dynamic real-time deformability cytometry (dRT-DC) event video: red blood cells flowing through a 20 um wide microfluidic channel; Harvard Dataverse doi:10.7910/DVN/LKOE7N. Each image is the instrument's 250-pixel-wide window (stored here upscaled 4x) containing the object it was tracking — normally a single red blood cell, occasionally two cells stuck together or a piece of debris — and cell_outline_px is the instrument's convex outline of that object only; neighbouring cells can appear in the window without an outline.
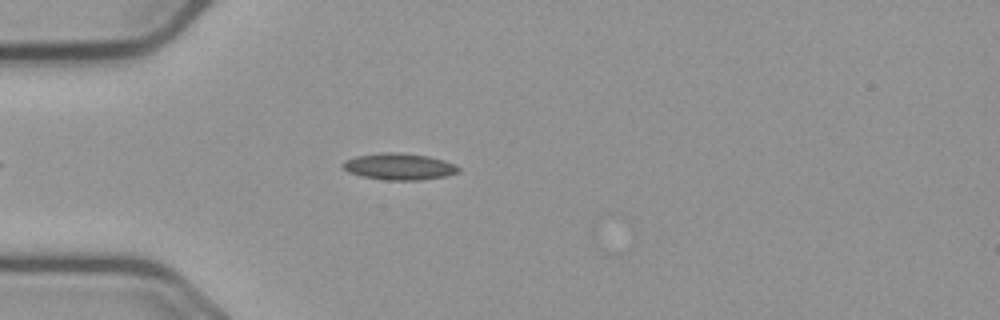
{"species": "common noctule bat (a hibernating species)", "species_latin": "Nyctalus noctula", "temperature_condition": "cold", "stored_images_in_passage": 46, "camera_frame_rate_fps": 3000, "um_per_image_px": 0.085, "animal": {"sex": "male", "body_mass_g": 23.1, "forearm_length_mm": 52.7}, "frame": {"image": 1, "passage_image": 6, "time_ms": 1.667, "image_size_px": [1000, 320], "cell_outline_px": [[460, 172], [448, 176], [420, 180], [388, 180], [360, 176], [348, 172], [340, 164], [344, 160], [356, 156], [380, 152], [400, 152], [428, 156], [444, 160], [456, 164], [460, 168]], "centroid_in_image_um": [33.94, 14.15], "position_along_channel_um": 51.1, "area_um2": 18.21}}
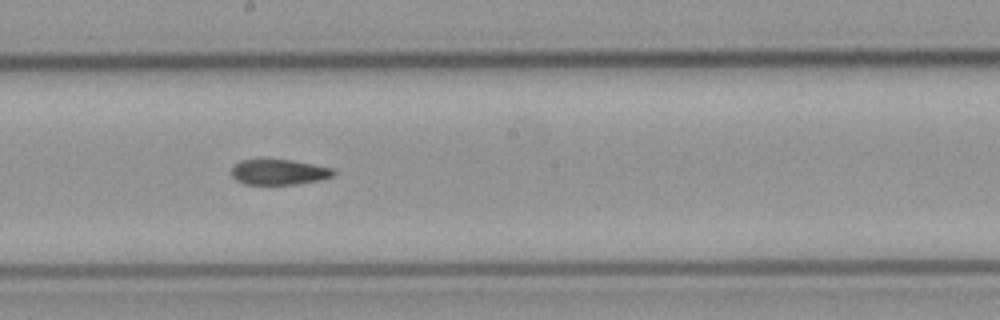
{"frame": {"image": 2, "passage_image": 21, "time_ms": 6.667, "image_size_px": [1000, 320], "cell_outline_px": [[336, 172], [332, 176], [320, 180], [296, 184], [244, 184], [236, 180], [232, 176], [232, 168], [240, 160], [292, 160], [332, 168]], "centroid_in_image_um": [23.71, 14.63], "position_along_channel_um": 224.5, "area_um2": 14.91}}
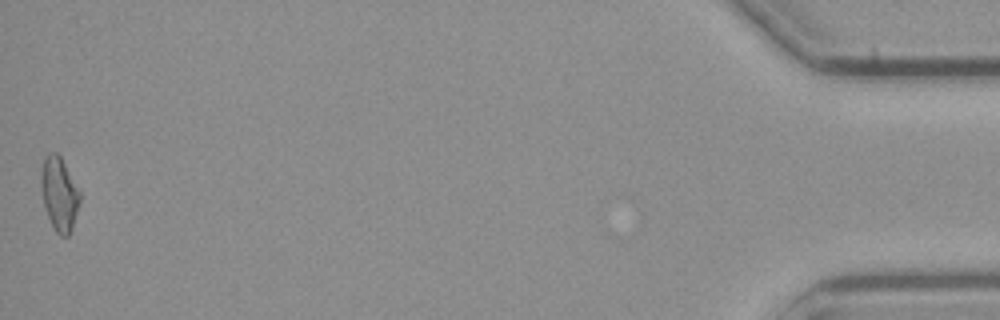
{"frame": {"image": 3, "passage_image": 46, "time_ms": 15.0, "image_size_px": [1000, 320], "cell_outline_px": [[80, 200], [72, 228], [68, 236], [60, 236], [56, 232], [44, 208], [40, 184], [40, 172], [44, 160], [48, 152], [56, 152], [60, 156], [80, 192]], "centroid_in_image_um": [5.01, 16.48], "position_along_channel_um": 430.2, "area_um2": 16.53}, "authors_computed_cell_mechanics": {"area_um2": 16.2418, "velocity_mm_per_s": 3.6756, "shape_relaxation_time_tau1_ms": null, "shape_relaxation_time_tau2_ms": 7.5555, "deformation_change_tau1": null, "deformation_change_tau2": 0.1488}}